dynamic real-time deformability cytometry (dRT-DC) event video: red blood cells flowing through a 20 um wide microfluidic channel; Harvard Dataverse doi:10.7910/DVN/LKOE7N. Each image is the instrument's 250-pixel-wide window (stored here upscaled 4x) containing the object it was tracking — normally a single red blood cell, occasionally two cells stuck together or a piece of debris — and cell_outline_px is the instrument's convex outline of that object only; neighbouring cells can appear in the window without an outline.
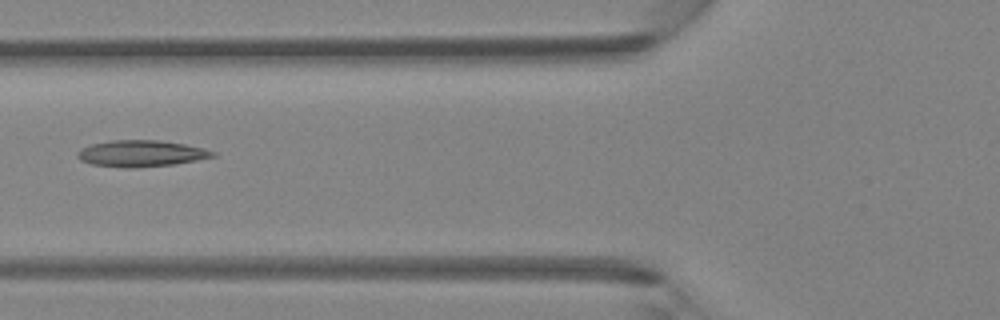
{"species": "Egyptian fruit bat (a non-hibernating species)", "species_latin": "Rousettus aegyptiacus", "temperature_condition": "room temperature", "stored_images_in_passage": 2, "camera_frame_rate_fps": 3000, "um_per_image_px": 0.085, "animal": {"sex": "female"}, "frame": {"image": 1, "passage_image": 2, "time_ms": 0.333, "image_size_px": [1000, 320], "cell_outline_px": [[216, 156], [176, 164], [136, 168], [124, 168], [92, 164], [80, 160], [76, 156], [76, 152], [80, 148], [92, 144], [112, 140], [160, 140], [184, 144], [204, 148], [216, 152]], "centroid_in_image_um": [11.98, 13.05], "position_along_channel_um": 113.8, "area_um2": 20.98}}